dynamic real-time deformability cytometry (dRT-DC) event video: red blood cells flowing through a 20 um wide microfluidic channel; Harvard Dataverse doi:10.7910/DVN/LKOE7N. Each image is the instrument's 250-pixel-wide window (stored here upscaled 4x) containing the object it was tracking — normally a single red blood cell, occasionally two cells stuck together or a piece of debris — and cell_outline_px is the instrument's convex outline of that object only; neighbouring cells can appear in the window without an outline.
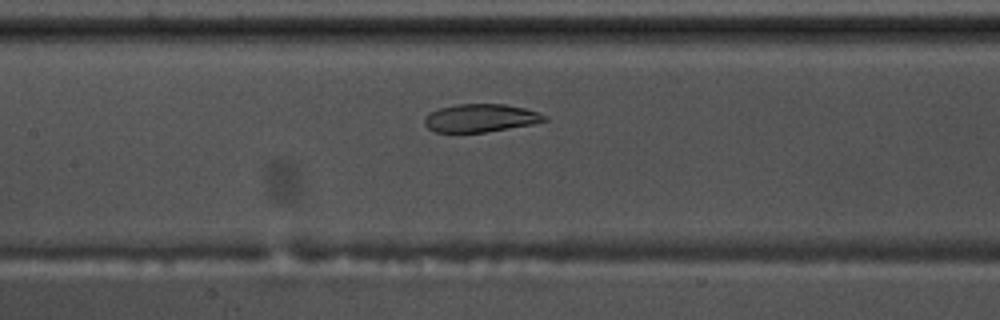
{"species": "common noctule bat (a hibernating species)", "species_latin": "Nyctalus noctula", "temperature_condition": "warm", "stored_images_in_passage": 50, "camera_frame_rate_fps": 3000, "um_per_image_px": 0.085, "animal": {"sex": "male", "body_mass_g": 17.5, "forearm_length_mm": 52.3}, "frame": {"image": 1, "passage_image": 19, "time_ms": 6.0, "image_size_px": [1000, 320], "cell_outline_px": [[548, 120], [532, 124], [484, 132], [436, 132], [428, 128], [424, 124], [424, 116], [428, 112], [440, 108], [456, 104], [504, 104], [524, 108], [548, 116]], "centroid_in_image_um": [40.81, 10.02], "position_along_channel_um": 166.6, "area_um2": 19.54}}
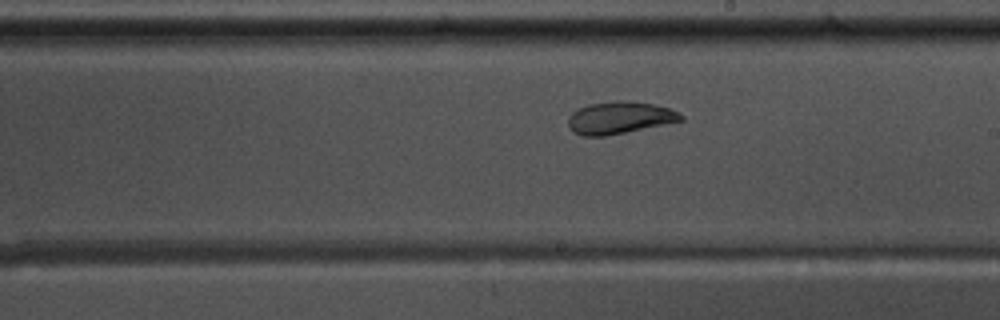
{"frame": {"image": 2, "passage_image": 25, "time_ms": 8.0, "image_size_px": [1000, 320], "cell_outline_px": [[684, 120], [604, 136], [584, 136], [572, 132], [568, 128], [568, 116], [572, 112], [588, 104], [616, 100], [620, 100], [652, 104], [668, 108], [680, 112], [684, 116]], "centroid_in_image_um": [52.63, 10.0], "position_along_channel_um": 236.4, "area_um2": 21.04}}
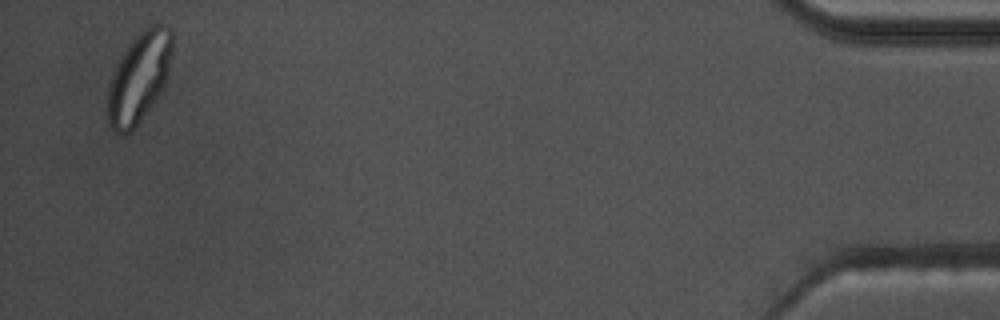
{"frame": {"image": 3, "passage_image": 48, "time_ms": 15.667, "image_size_px": [1000, 320], "cell_outline_px": [[172, 52], [168, 72], [164, 84], [160, 92], [152, 104], [136, 124], [124, 136], [120, 136], [108, 124], [108, 84], [112, 72], [124, 52], [136, 36], [148, 24], [168, 24], [172, 32]], "centroid_in_image_um": [11.82, 6.55], "position_along_channel_um": 423.4, "area_um2": 33.58}, "authors_computed_cell_mechanics": {"area_um2": 22.8599, "velocity_mm_per_s": 3.5049, "shape_relaxation_time_tau1_ms": 11.3888, "shape_relaxation_time_tau2_ms": 1.5729, "deformation_change_tau1": 0.2332, "deformation_change_tau2": 0.066}}